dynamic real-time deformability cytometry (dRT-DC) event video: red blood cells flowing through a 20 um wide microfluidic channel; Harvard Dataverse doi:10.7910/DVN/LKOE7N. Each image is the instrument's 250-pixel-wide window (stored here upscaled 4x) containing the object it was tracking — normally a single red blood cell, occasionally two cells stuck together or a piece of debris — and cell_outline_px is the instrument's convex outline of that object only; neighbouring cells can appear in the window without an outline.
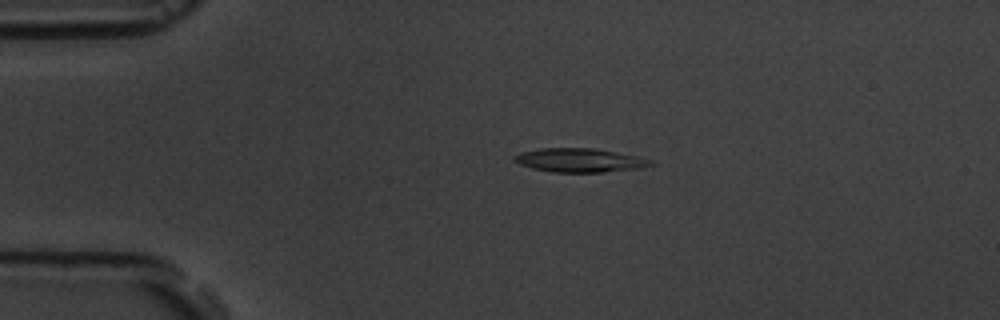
{"species": "common noctule bat (a hibernating species)", "species_latin": "Nyctalus noctula", "temperature_condition": "room temperature", "stored_images_in_passage": 3, "camera_frame_rate_fps": 3000, "um_per_image_px": 0.085, "animal": {"sex": "male", "body_mass_g": 19.5, "forearm_length_mm": 54.6}, "frame": {"image": 1, "passage_image": 2, "time_ms": 1.0, "image_size_px": [1000, 320], "cell_outline_px": [[656, 164], [640, 168], [604, 172], [552, 172], [532, 168], [520, 164], [512, 160], [512, 156], [524, 152], [540, 148], [592, 148], [636, 156], [652, 160]], "centroid_in_image_um": [49.26, 13.63], "position_along_channel_um": 35.7, "area_um2": 18.79}}